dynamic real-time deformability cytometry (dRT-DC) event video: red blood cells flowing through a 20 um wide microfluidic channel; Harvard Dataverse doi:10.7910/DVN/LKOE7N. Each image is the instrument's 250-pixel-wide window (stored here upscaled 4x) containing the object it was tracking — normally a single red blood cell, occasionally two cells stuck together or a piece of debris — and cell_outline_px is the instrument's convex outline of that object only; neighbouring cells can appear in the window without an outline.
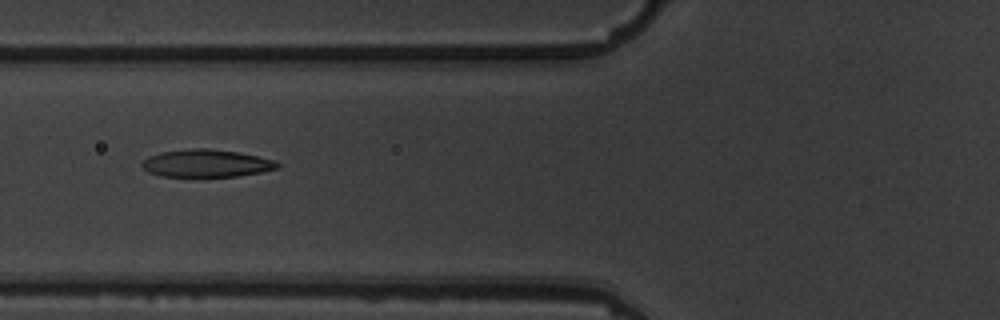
{"species": "common noctule bat (a hibernating species)", "species_latin": "Nyctalus noctula", "temperature_condition": "warm", "stored_images_in_passage": 10, "camera_frame_rate_fps": 3000, "um_per_image_px": 0.085, "animal": {"sex": "male", "body_mass_g": 19.5, "forearm_length_mm": 54.6}, "frame": {"image": 1, "passage_image": 6, "time_ms": 6.333, "image_size_px": [1000, 320], "cell_outline_px": [[280, 168], [260, 172], [236, 176], [160, 176], [148, 172], [140, 164], [148, 156], [160, 152], [192, 148], [208, 148], [240, 152], [272, 160], [280, 164]], "centroid_in_image_um": [17.51, 13.87], "position_along_channel_um": 108.3, "area_um2": 21.68}}
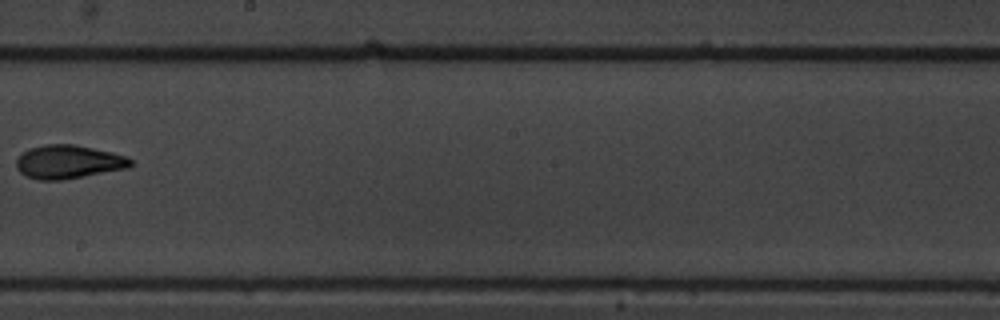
{"frame": {"image": 2, "passage_image": 9, "time_ms": 10.0, "image_size_px": [1000, 320], "cell_outline_px": [[132, 164], [128, 168], [60, 180], [40, 180], [24, 176], [16, 168], [16, 160], [28, 148], [44, 144], [72, 144], [112, 152], [124, 156], [132, 160]], "centroid_in_image_um": [5.77, 13.76], "position_along_channel_um": 242.4, "area_um2": 22.2}}
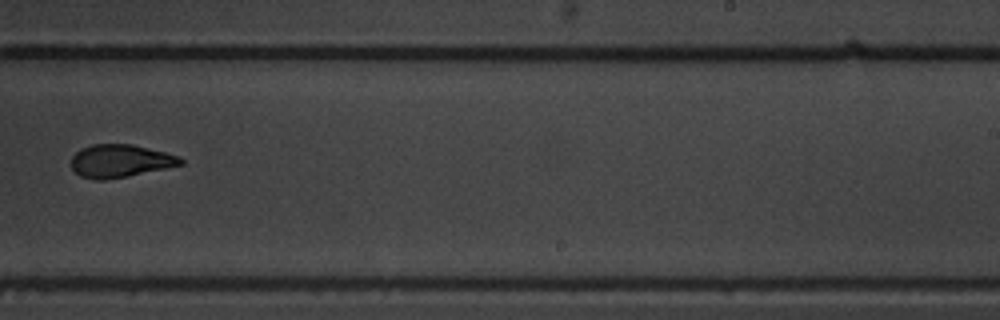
{"frame": {"image": 3, "passage_image": 10, "time_ms": 11.0, "image_size_px": [1000, 320], "cell_outline_px": [[184, 164], [104, 180], [92, 180], [80, 176], [72, 168], [72, 156], [80, 148], [92, 144], [132, 144], [180, 156], [184, 160]], "centroid_in_image_um": [10.19, 13.67], "position_along_channel_um": 278.8, "area_um2": 20.75}}